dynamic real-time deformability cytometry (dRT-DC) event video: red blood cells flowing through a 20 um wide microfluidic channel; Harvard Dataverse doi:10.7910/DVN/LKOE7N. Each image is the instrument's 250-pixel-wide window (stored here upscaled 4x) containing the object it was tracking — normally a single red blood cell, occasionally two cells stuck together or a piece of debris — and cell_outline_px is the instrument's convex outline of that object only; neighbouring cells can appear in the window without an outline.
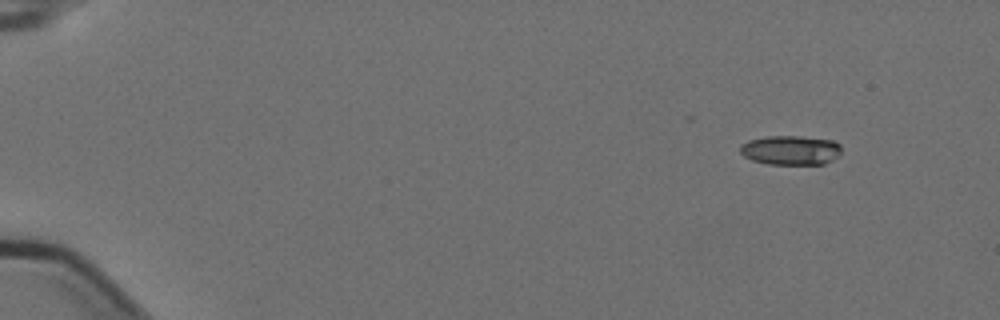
{"species": "Egyptian fruit bat (a non-hibernating species)", "species_latin": "Rousettus aegyptiacus", "temperature_condition": "cold", "stored_images_in_passage": 5, "camera_frame_rate_fps": 3000, "um_per_image_px": 0.085, "animal": {"sex": "female"}, "frame": {"image": 1, "passage_image": 1, "time_ms": 0.0, "image_size_px": [1000, 320], "cell_outline_px": [[840, 152], [832, 160], [824, 164], [768, 164], [752, 160], [744, 156], [740, 152], [740, 144], [748, 140], [768, 136], [800, 136], [832, 140], [840, 144]], "centroid_in_image_um": [67.18, 12.76], "position_along_channel_um": 17.8, "area_um2": 17.34}}
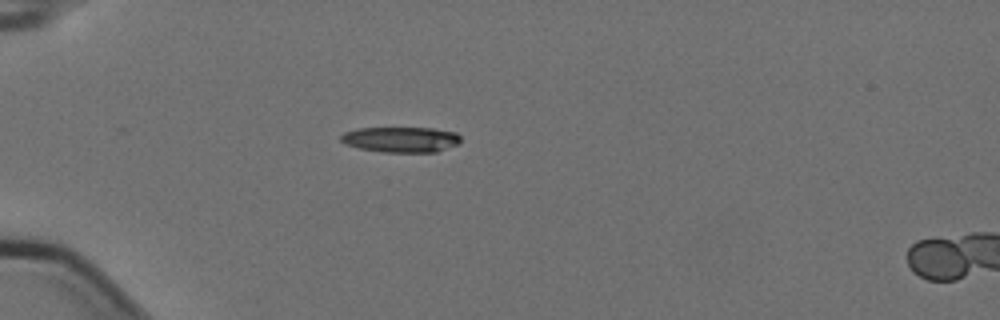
{"frame": {"image": 2, "passage_image": 4, "time_ms": 1.0, "image_size_px": [1000, 320], "cell_outline_px": [[460, 144], [436, 152], [384, 152], [360, 148], [348, 144], [340, 140], [340, 136], [344, 132], [356, 128], [432, 128], [456, 132], [460, 136]], "centroid_in_image_um": [34.12, 11.85], "position_along_channel_um": 50.9, "area_um2": 17.8}}